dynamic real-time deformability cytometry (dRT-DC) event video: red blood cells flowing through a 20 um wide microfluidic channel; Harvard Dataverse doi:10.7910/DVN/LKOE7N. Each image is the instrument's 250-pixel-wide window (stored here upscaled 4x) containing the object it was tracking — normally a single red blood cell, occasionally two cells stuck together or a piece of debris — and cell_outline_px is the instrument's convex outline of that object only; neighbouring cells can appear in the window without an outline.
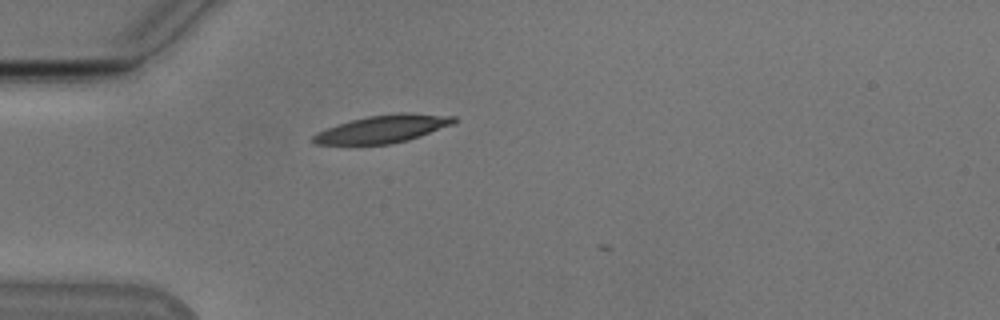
{"species": "Egyptian fruit bat (a non-hibernating species)", "species_latin": "Rousettus aegyptiacus", "temperature_condition": "cold", "stored_images_in_passage": 2, "camera_frame_rate_fps": 3000, "um_per_image_px": 0.085, "animal": {"sex": "male"}, "frame": {"image": 1, "passage_image": 1, "time_ms": 0.0, "image_size_px": [1000, 320], "cell_outline_px": [[456, 120], [452, 124], [420, 136], [408, 140], [388, 144], [316, 144], [312, 140], [312, 136], [328, 128], [352, 120], [368, 116], [400, 112], [408, 112], [456, 116]], "centroid_in_image_um": [32.59, 10.95], "position_along_channel_um": 52.4, "area_um2": 22.31}}